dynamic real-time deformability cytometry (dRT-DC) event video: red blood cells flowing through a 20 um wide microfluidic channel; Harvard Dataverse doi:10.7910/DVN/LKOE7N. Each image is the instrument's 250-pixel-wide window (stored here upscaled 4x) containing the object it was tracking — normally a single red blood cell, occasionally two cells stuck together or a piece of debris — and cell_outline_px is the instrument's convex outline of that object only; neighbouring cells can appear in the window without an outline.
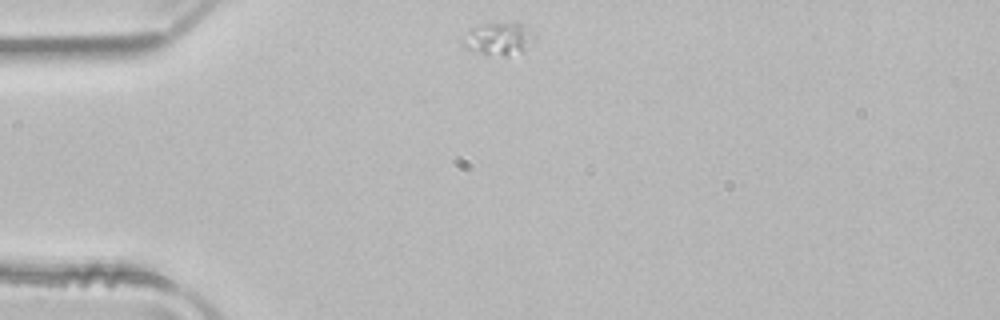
{"species": "common noctule bat (a hibernating species)", "species_latin": "Nyctalus noctula", "temperature_condition": "room temperature", "stored_images_in_passage": 41, "camera_frame_rate_fps": 3000, "um_per_image_px": 0.085, "animal": {"sex": "male", "body_mass_g": 21.5, "forearm_length_mm": 52.0}, "frame": {"image": 1, "passage_image": 1, "time_ms": 0.0, "image_size_px": [1000, 320], "cell_outline_px": [[536, 36], [524, 52], [508, 56], [488, 56], [464, 48], [460, 44], [460, 36], [468, 28], [484, 24], [520, 24], [536, 32]], "centroid_in_image_um": [42.3, 3.34], "position_along_channel_um": 42.7, "area_um2": 14.16}}
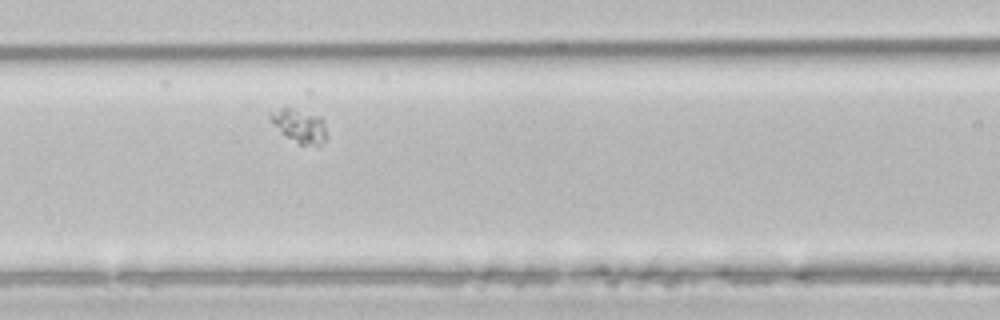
{"frame": {"image": 2, "passage_image": 11, "time_ms": 3.333, "image_size_px": [1000, 320], "cell_outline_px": [[324, 140], [320, 144], [300, 144], [284, 136], [268, 116], [280, 108], [292, 108], [320, 116], [324, 120]], "centroid_in_image_um": [25.44, 10.68], "position_along_channel_um": 141.2, "area_um2": 10.52}}
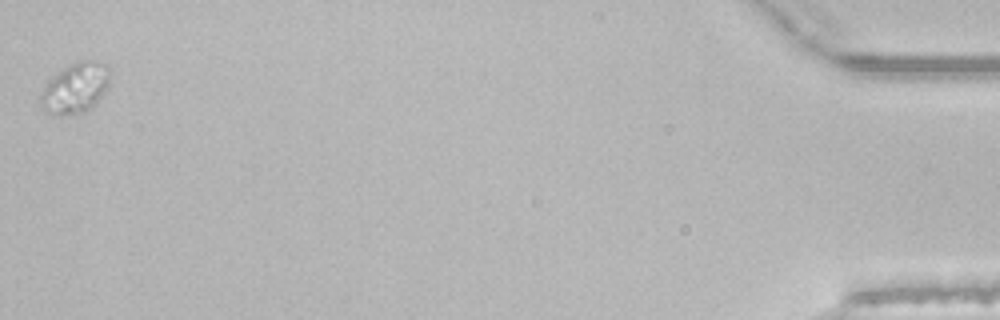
{"frame": {"image": 3, "passage_image": 41, "time_ms": 13.333, "image_size_px": [1000, 320], "cell_outline_px": [[112, 72], [108, 84], [104, 92], [96, 104], [88, 112], [44, 112], [40, 108], [40, 92], [44, 84], [52, 76], [68, 64], [76, 60], [100, 60], [108, 64], [112, 68]], "centroid_in_image_um": [6.44, 7.4], "position_along_channel_um": 428.8, "area_um2": 20.75}, "authors_computed_cell_mechanics": {"area_um2": 11.0398, "velocity_mm_per_s": 3.8074, "shape_relaxation_time_tau1_ms": 3.2557, "shape_relaxation_time_tau2_ms": null, "deformation_change_tau1": 0.0878, "deformation_change_tau2": null}}